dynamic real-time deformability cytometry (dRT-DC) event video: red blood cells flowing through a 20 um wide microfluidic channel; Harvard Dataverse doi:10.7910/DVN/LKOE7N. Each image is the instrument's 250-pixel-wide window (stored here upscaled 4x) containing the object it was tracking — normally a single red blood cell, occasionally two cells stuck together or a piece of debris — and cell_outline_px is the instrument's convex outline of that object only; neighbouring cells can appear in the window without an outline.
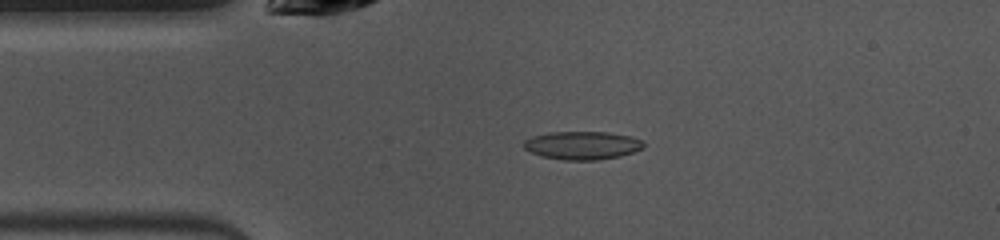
{"species": "common noctule bat (a hibernating species)", "species_latin": "Nyctalus noctula", "temperature_condition": "warm", "stored_images_in_passage": 48, "camera_frame_rate_fps": 3000, "um_per_image_px": 0.085, "animal": {"sex": "female", "body_mass_g": 10.0, "forearm_length_mm": 53.1}, "frame": {"image": 1, "passage_image": 9, "time_ms": 2.667, "image_size_px": [1000, 240], "cell_outline_px": [[644, 148], [620, 156], [596, 160], [564, 160], [540, 156], [524, 148], [524, 140], [532, 136], [552, 132], [608, 132], [632, 136], [644, 140]], "centroid_in_image_um": [49.52, 12.35], "position_along_channel_um": 35.5, "area_um2": 19.77}}
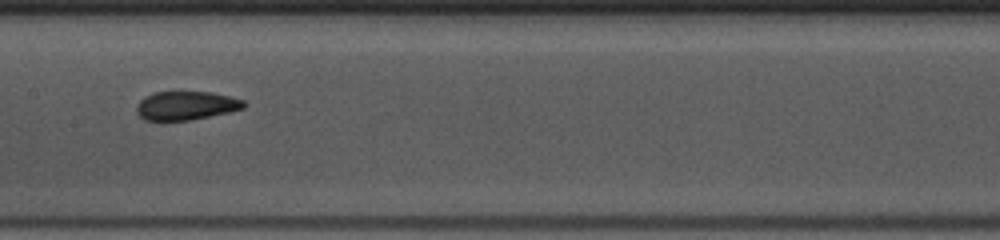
{"frame": {"image": 2, "passage_image": 22, "time_ms": 7.0, "image_size_px": [1000, 240], "cell_outline_px": [[248, 104], [244, 108], [228, 112], [192, 120], [144, 120], [136, 112], [136, 104], [144, 96], [152, 92], [212, 92], [244, 100]], "centroid_in_image_um": [15.8, 8.97], "position_along_channel_um": 191.6, "area_um2": 18.03}}
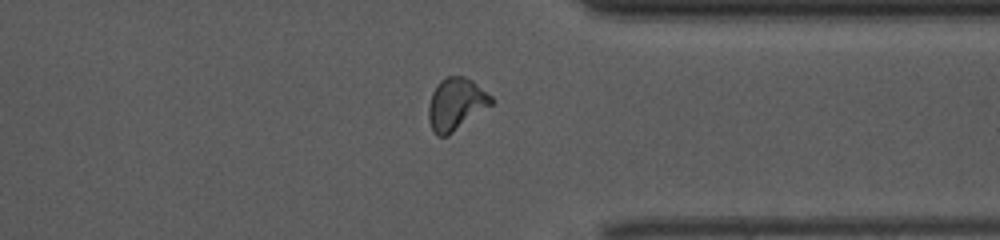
{"frame": {"image": 3, "passage_image": 36, "time_ms": 11.667, "image_size_px": [1000, 240], "cell_outline_px": [[492, 104], [448, 136], [440, 136], [432, 128], [428, 120], [428, 104], [432, 92], [440, 80], [444, 76], [464, 76], [472, 80], [492, 96]], "centroid_in_image_um": [38.74, 8.82], "position_along_channel_um": 372.7, "area_um2": 18.96}, "authors_computed_cell_mechanics": {"area_um2": 18.3226, "velocity_mm_per_s": 3.9938, "shape_relaxation_time_tau1_ms": 7.0858, "shape_relaxation_time_tau2_ms": 1.1897, "deformation_change_tau1": 0.1826, "deformation_change_tau2": 0.07}}